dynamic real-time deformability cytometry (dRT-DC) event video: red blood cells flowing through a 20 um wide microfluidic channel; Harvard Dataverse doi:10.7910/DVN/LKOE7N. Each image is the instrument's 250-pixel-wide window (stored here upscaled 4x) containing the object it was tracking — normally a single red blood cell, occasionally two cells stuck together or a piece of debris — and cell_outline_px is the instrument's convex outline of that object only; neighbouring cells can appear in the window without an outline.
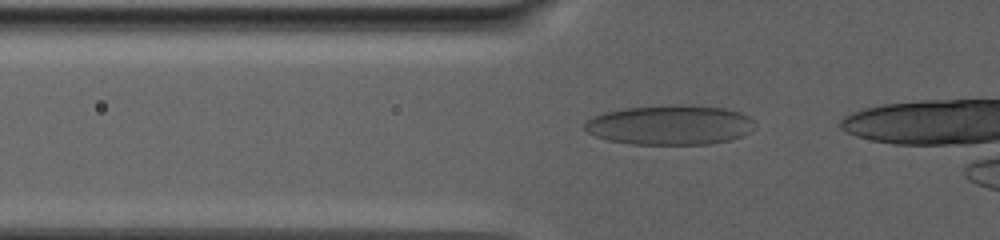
{"species": "human", "species_latin": "Homo sapiens", "temperature_condition": "warm", "stored_images_in_passage": 66, "camera_frame_rate_fps": 3000, "um_per_image_px": 0.085, "donor": {"sex": "male"}, "frame": {"image": 1, "passage_image": 21, "time_ms": 6.667, "image_size_px": [1000, 240], "cell_outline_px": [[752, 120], [748, 132], [740, 136], [728, 140], [708, 144], [632, 144], [608, 140], [596, 136], [588, 132], [584, 128], [584, 124], [588, 120], [596, 116], [608, 112], [628, 108], [724, 108], [740, 112], [748, 116]], "centroid_in_image_um": [56.9, 10.68], "position_along_channel_um": 68.9, "area_um2": 37.28}}
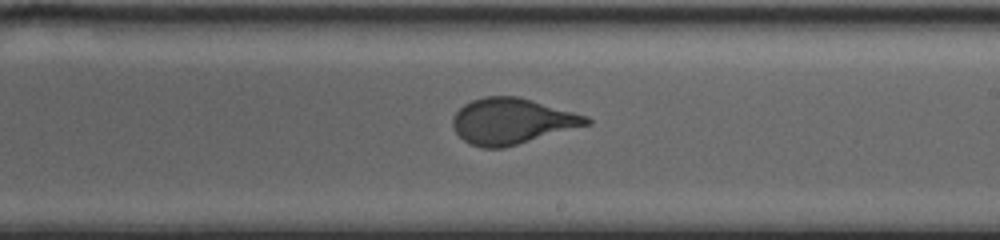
{"frame": {"image": 2, "passage_image": 44, "time_ms": 14.333, "image_size_px": [1000, 240], "cell_outline_px": [[592, 124], [504, 148], [480, 148], [464, 140], [456, 132], [452, 124], [452, 120], [456, 112], [464, 104], [472, 100], [484, 96], [516, 96], [532, 100], [588, 116], [592, 120]], "centroid_in_image_um": [43.53, 10.3], "position_along_channel_um": 245.5, "area_um2": 35.72}}
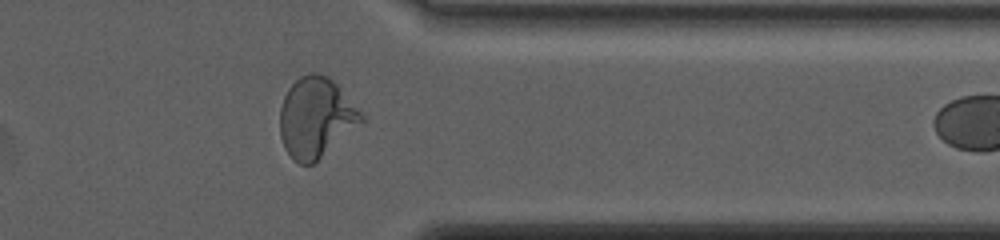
{"frame": {"image": 3, "passage_image": 62, "time_ms": 20.333, "image_size_px": [1000, 240], "cell_outline_px": [[364, 120], [312, 164], [300, 164], [292, 160], [284, 148], [280, 136], [280, 108], [284, 96], [288, 88], [300, 76], [308, 72], [316, 72], [328, 76], [336, 84], [364, 116]], "centroid_in_image_um": [26.8, 9.98], "position_along_channel_um": 384.6, "area_um2": 37.51}}